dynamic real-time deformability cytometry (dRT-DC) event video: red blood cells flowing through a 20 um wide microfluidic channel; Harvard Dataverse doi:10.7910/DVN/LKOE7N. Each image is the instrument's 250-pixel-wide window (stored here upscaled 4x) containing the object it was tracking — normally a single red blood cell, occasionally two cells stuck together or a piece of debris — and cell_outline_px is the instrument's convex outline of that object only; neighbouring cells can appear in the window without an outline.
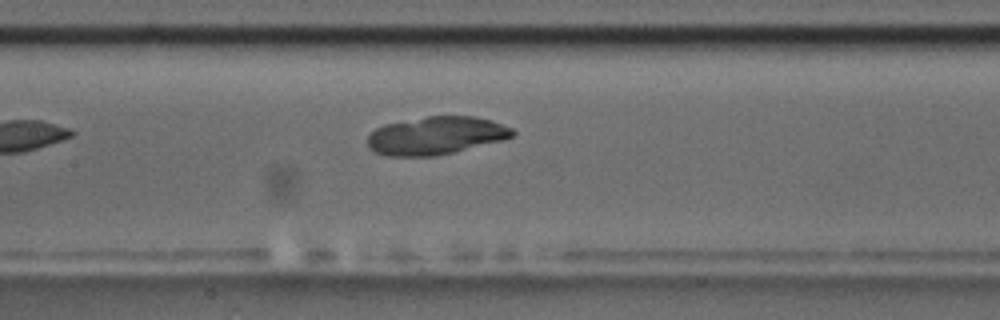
{"species": "common noctule bat (a hibernating species)", "species_latin": "Nyctalus noctula", "temperature_condition": "room temperature", "stored_images_in_passage": 7, "camera_frame_rate_fps": 3000, "um_per_image_px": 0.085, "animal": {"sex": "male", "body_mass_g": 17.5, "forearm_length_mm": 52.3}, "frame": {"image": 1, "passage_image": 7, "time_ms": 7.0, "image_size_px": [1000, 320], "cell_outline_px": [[516, 132], [512, 136], [504, 140], [452, 152], [432, 156], [388, 156], [376, 152], [368, 148], [368, 136], [376, 128], [384, 124], [428, 116], [476, 116], [492, 120], [512, 128]], "centroid_in_image_um": [37.07, 11.52], "position_along_channel_um": 170.3, "area_um2": 31.96}}